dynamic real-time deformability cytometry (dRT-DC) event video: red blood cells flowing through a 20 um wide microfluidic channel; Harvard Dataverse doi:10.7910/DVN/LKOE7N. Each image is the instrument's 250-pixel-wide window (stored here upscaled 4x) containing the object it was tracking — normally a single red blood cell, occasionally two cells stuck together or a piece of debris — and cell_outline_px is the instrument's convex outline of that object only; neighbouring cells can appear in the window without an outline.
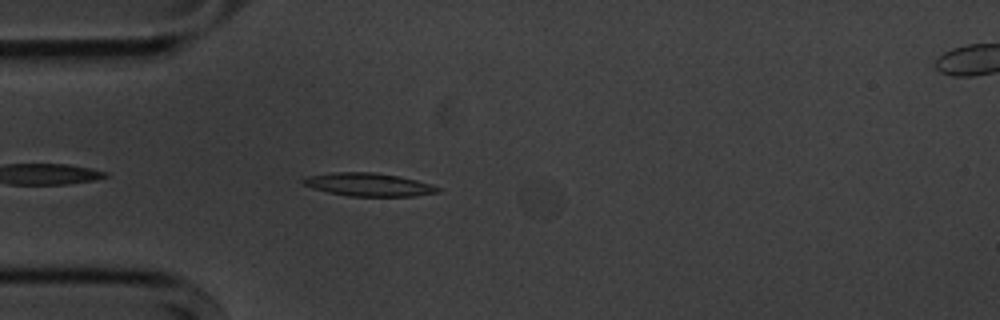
{"species": "common noctule bat (a hibernating species)", "species_latin": "Nyctalus noctula", "temperature_condition": "cold", "stored_images_in_passage": 22, "camera_frame_rate_fps": 3000, "um_per_image_px": 0.085, "animal": {"sex": "male", "body_mass_g": 20.1, "forearm_length_mm": 53.5}, "frame": {"image": 1, "passage_image": 5, "time_ms": 1.333, "image_size_px": [1000, 320], "cell_outline_px": [[440, 192], [412, 196], [348, 196], [328, 192], [312, 188], [304, 184], [300, 180], [308, 176], [336, 172], [372, 172], [400, 176], [432, 184], [440, 188]], "centroid_in_image_um": [31.34, 15.69], "position_along_channel_um": 53.7, "area_um2": 18.09}}
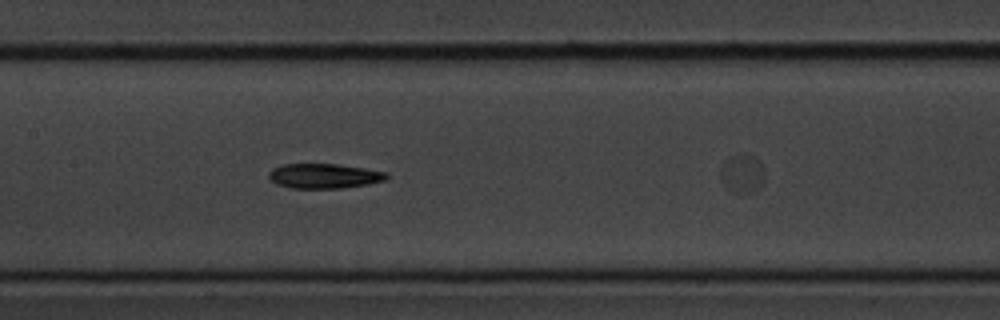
{"frame": {"image": 2, "passage_image": 16, "time_ms": 5.0, "image_size_px": [1000, 320], "cell_outline_px": [[388, 176], [384, 180], [368, 184], [340, 188], [292, 188], [276, 184], [268, 176], [268, 172], [272, 168], [284, 164], [336, 164], [364, 168], [388, 172]], "centroid_in_image_um": [27.53, 14.95], "position_along_channel_um": 179.9, "area_um2": 16.94}}
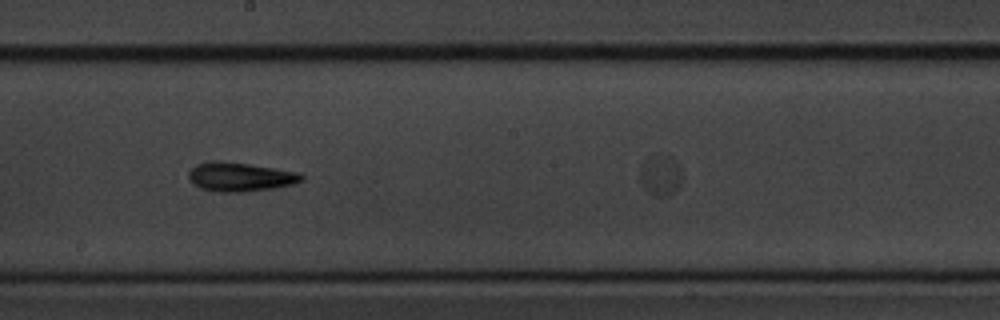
{"frame": {"image": 3, "passage_image": 20, "time_ms": 6.333, "image_size_px": [1000, 320], "cell_outline_px": [[304, 180], [292, 184], [272, 188], [244, 192], [220, 192], [204, 188], [196, 184], [188, 176], [188, 172], [192, 168], [200, 164], [248, 164], [300, 172], [304, 176]], "centroid_in_image_um": [20.54, 15.08], "position_along_channel_um": 227.7, "area_um2": 17.98}}